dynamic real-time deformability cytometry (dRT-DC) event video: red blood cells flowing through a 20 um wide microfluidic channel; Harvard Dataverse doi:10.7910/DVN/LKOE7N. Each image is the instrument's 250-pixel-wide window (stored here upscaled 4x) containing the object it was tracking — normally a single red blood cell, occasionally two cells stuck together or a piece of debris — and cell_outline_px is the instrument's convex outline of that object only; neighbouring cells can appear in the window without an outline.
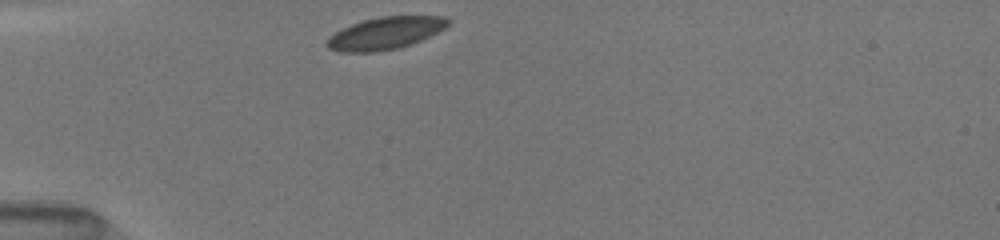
{"species": "common noctule bat (a hibernating species)", "species_latin": "Nyctalus noctula", "temperature_condition": "room temperature", "stored_images_in_passage": 37, "camera_frame_rate_fps": 3000, "um_per_image_px": 0.085, "animal": {"sex": "female", "body_mass_g": 19.5, "forearm_length_mm": 54.1}, "frame": {"image": 1, "passage_image": 1, "time_ms": 0.0, "image_size_px": [1000, 240], "cell_outline_px": [[452, 20], [444, 28], [420, 40], [396, 48], [376, 52], [340, 52], [328, 48], [324, 44], [324, 40], [328, 36], [352, 24], [364, 20], [380, 16], [444, 16]], "centroid_in_image_um": [32.69, 2.82], "position_along_channel_um": 52.3, "area_um2": 22.6}}
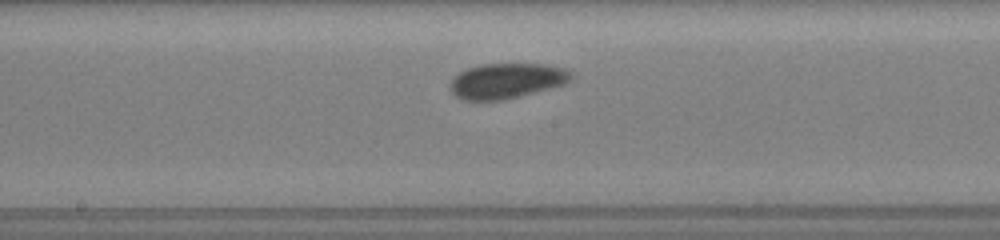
{"frame": {"image": 2, "passage_image": 14, "time_ms": 4.333, "image_size_px": [1000, 240], "cell_outline_px": [[572, 80], [568, 84], [504, 100], [464, 100], [456, 96], [452, 92], [452, 80], [460, 72], [468, 68], [480, 64], [544, 64], [564, 68], [572, 72]], "centroid_in_image_um": [43.14, 6.87], "position_along_channel_um": 205.1, "area_um2": 24.85}}
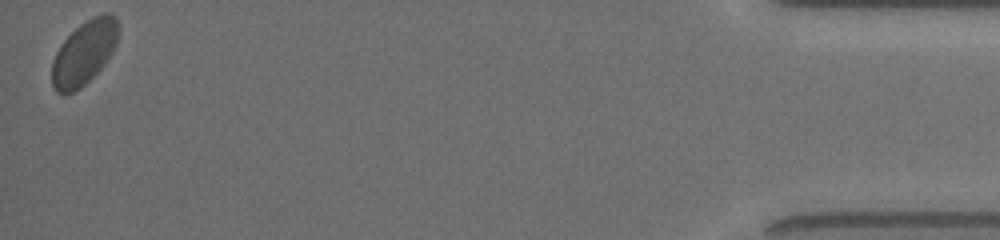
{"frame": {"image": 3, "passage_image": 37, "time_ms": 12.0, "image_size_px": [1000, 240], "cell_outline_px": [[120, 28], [116, 44], [112, 52], [104, 64], [80, 88], [72, 92], [56, 92], [52, 84], [52, 60], [60, 44], [80, 24], [92, 16], [104, 12], [108, 12], [116, 16]], "centroid_in_image_um": [7.17, 4.42], "position_along_channel_um": 428.0, "area_um2": 24.68}, "authors_computed_cell_mechanics": {"area_um2": 23.7558, "velocity_mm_per_s": 3.9621, "shape_relaxation_time_tau1_ms": 0.8544, "shape_relaxation_time_tau2_ms": 5.3549, "deformation_change_tau1": 0.0361, "deformation_change_tau2": 0.0595}}